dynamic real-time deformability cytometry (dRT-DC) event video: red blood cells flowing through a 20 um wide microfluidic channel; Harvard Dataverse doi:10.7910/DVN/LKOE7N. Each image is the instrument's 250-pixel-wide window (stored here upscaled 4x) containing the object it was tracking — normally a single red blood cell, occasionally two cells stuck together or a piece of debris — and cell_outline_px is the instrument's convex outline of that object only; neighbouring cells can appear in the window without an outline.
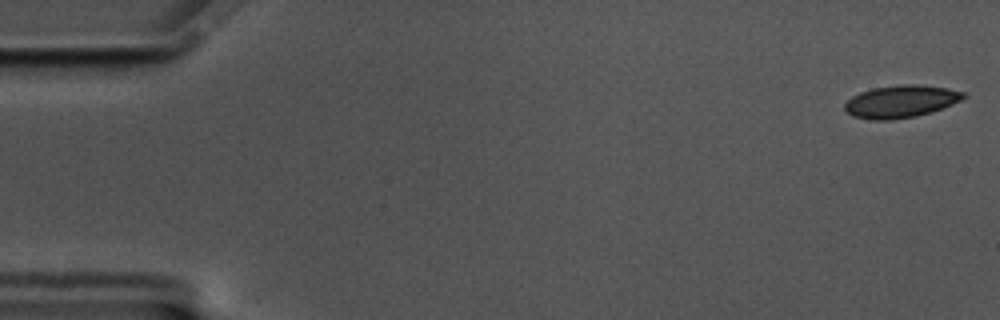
{"species": "common noctule bat (a hibernating species)", "species_latin": "Nyctalus noctula", "temperature_condition": "cold", "stored_images_in_passage": 57, "camera_frame_rate_fps": 3000, "um_per_image_px": 0.085, "animal": {"sex": "male", "body_mass_g": 17.5, "forearm_length_mm": 52.3}, "frame": {"image": 1, "passage_image": 1, "time_ms": 0.0, "image_size_px": [1000, 320], "cell_outline_px": [[968, 96], [952, 104], [932, 112], [916, 116], [892, 120], [872, 120], [852, 116], [844, 108], [844, 104], [852, 96], [860, 92], [872, 88], [900, 84], [916, 84], [948, 88], [964, 92]], "centroid_in_image_um": [76.57, 8.62], "position_along_channel_um": 8.4, "area_um2": 22.54}}
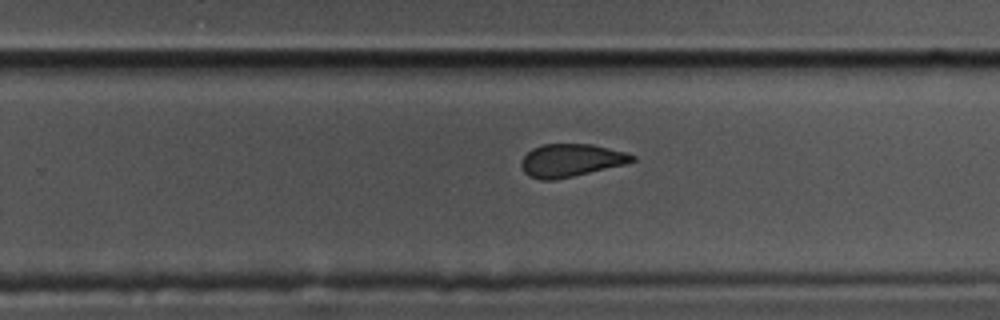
{"frame": {"image": 2, "passage_image": 36, "time_ms": 11.667, "image_size_px": [1000, 320], "cell_outline_px": [[636, 160], [624, 164], [572, 176], [552, 180], [540, 180], [528, 176], [524, 172], [520, 164], [520, 160], [532, 148], [544, 144], [592, 144], [624, 152], [636, 156]], "centroid_in_image_um": [48.48, 13.62], "position_along_channel_um": 281.3, "area_um2": 21.04}}
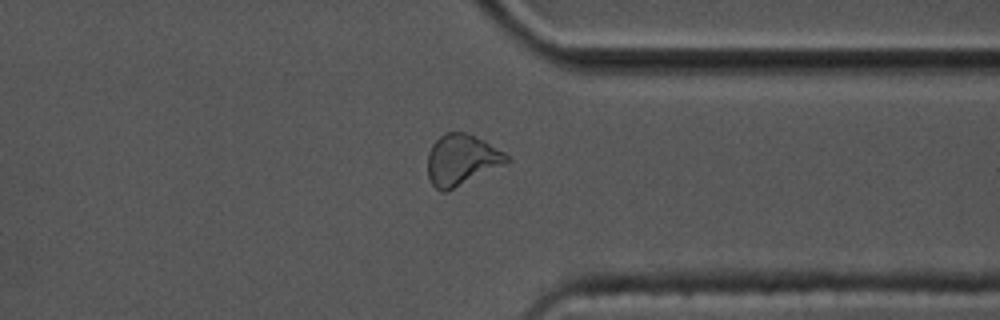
{"frame": {"image": 3, "passage_image": 44, "time_ms": 14.333, "image_size_px": [1000, 320], "cell_outline_px": [[512, 160], [448, 192], [440, 192], [432, 184], [428, 176], [428, 152], [432, 144], [444, 132], [464, 132], [484, 140], [504, 152]], "centroid_in_image_um": [39.21, 13.6], "position_along_channel_um": 372.2, "area_um2": 23.47}, "authors_computed_cell_mechanics": {"area_um2": 22.542, "velocity_mm_per_s": 3.4861, "shape_relaxation_time_tau1_ms": null, "shape_relaxation_time_tau2_ms": 1.9357, "deformation_change_tau1": null, "deformation_change_tau2": 0.0846}}